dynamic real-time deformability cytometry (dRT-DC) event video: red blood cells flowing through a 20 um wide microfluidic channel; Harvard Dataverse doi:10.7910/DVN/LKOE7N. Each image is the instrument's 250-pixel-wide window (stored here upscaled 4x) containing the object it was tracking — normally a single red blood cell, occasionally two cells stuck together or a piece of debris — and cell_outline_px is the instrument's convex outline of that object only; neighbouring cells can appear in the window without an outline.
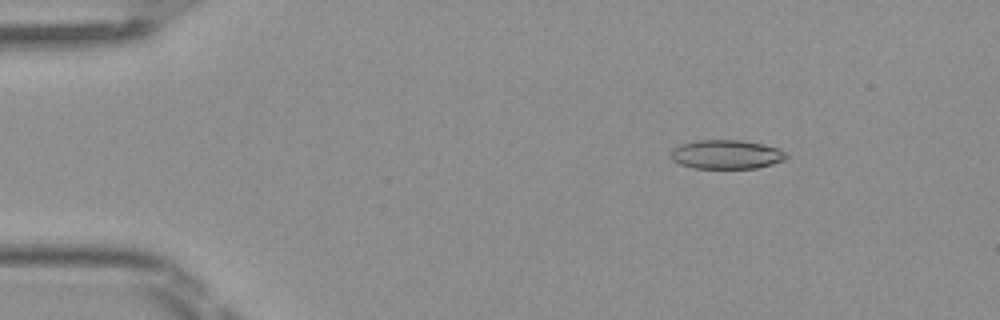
{"species": "Egyptian fruit bat (a non-hibernating species)", "species_latin": "Rousettus aegyptiacus", "temperature_condition": "room temperature", "stored_images_in_passage": 49, "camera_frame_rate_fps": 3000, "um_per_image_px": 0.085, "frame": {"image": 1, "passage_image": 7, "time_ms": 2.0, "image_size_px": [1000, 320], "cell_outline_px": [[788, 156], [784, 160], [772, 164], [756, 168], [692, 168], [680, 164], [672, 160], [672, 148], [680, 144], [696, 140], [740, 140], [764, 144], [780, 148]], "centroid_in_image_um": [61.74, 13.12], "position_along_channel_um": 23.3, "area_um2": 19.59}}
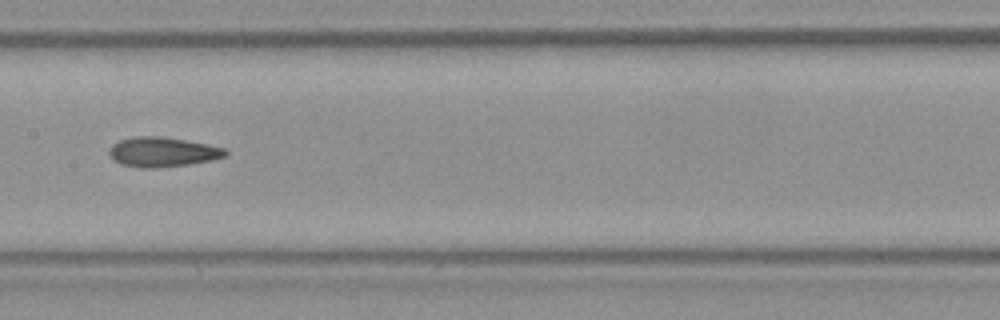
{"frame": {"image": 2, "passage_image": 25, "time_ms": 8.0, "image_size_px": [1000, 320], "cell_outline_px": [[228, 152], [224, 156], [212, 160], [188, 164], [156, 168], [140, 168], [120, 164], [112, 160], [108, 152], [108, 148], [112, 144], [120, 140], [136, 136], [160, 136], [208, 144], [224, 148]], "centroid_in_image_um": [13.76, 12.92], "position_along_channel_um": 193.6, "area_um2": 20.17}}
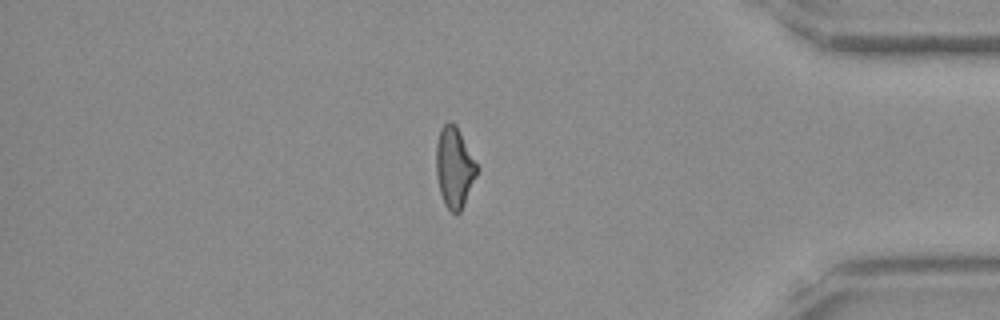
{"frame": {"image": 3, "passage_image": 42, "time_ms": 13.667, "image_size_px": [1000, 320], "cell_outline_px": [[480, 168], [464, 204], [460, 212], [456, 216], [444, 204], [440, 192], [436, 172], [436, 144], [440, 128], [448, 120], [452, 120], [456, 124]], "centroid_in_image_um": [38.63, 14.2], "position_along_channel_um": 396.6, "area_um2": 19.48}, "authors_computed_cell_mechanics": {"area_um2": 19.7098, "velocity_mm_per_s": 4.122, "shape_relaxation_time_tau1_ms": null, "shape_relaxation_time_tau2_ms": 4.6656, "deformation_change_tau1": null, "deformation_change_tau2": 0.1405}}